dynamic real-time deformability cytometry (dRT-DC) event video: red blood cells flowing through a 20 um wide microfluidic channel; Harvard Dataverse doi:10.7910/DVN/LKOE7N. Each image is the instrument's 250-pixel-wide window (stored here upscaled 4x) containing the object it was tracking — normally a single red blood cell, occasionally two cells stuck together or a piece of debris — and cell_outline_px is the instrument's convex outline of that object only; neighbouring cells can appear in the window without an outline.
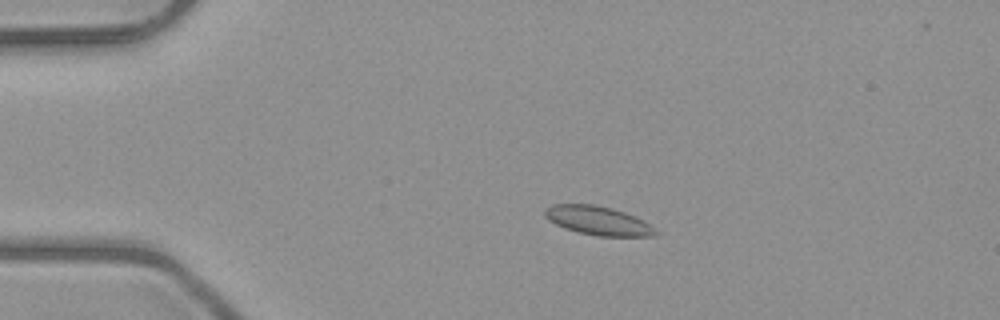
{"species": "common noctule bat (a hibernating species)", "species_latin": "Nyctalus noctula", "temperature_condition": "room temperature", "stored_images_in_passage": 52, "camera_frame_rate_fps": 3000, "um_per_image_px": 0.085, "animal": {"sex": "male", "body_mass_g": 23.1, "forearm_length_mm": 52.7}, "frame": {"image": 1, "passage_image": 11, "time_ms": 3.333, "image_size_px": [1000, 320], "cell_outline_px": [[660, 232], [656, 236], [596, 236], [564, 228], [548, 220], [544, 216], [544, 208], [552, 204], [596, 204], [612, 208], [624, 212], [644, 220]], "centroid_in_image_um": [50.84, 18.75], "position_along_channel_um": 34.2, "area_um2": 18.79}}
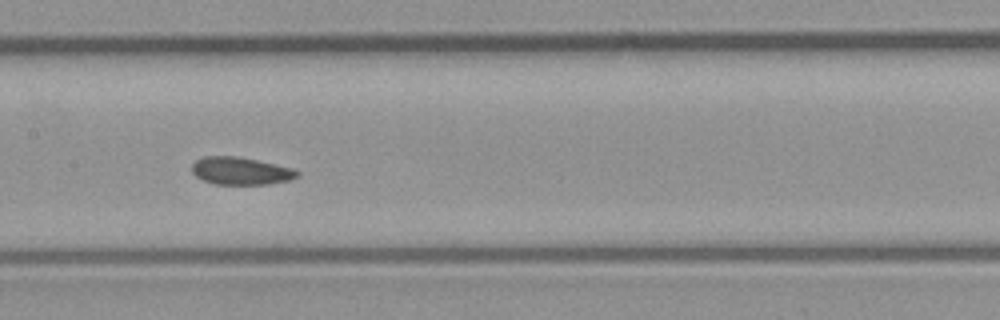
{"frame": {"image": 2, "passage_image": 26, "time_ms": 8.333, "image_size_px": [1000, 320], "cell_outline_px": [[300, 176], [292, 180], [268, 184], [216, 184], [204, 180], [196, 176], [192, 172], [192, 164], [196, 160], [204, 156], [236, 156], [256, 160], [292, 168], [300, 172]], "centroid_in_image_um": [20.48, 14.53], "position_along_channel_um": 186.9, "area_um2": 16.88}}
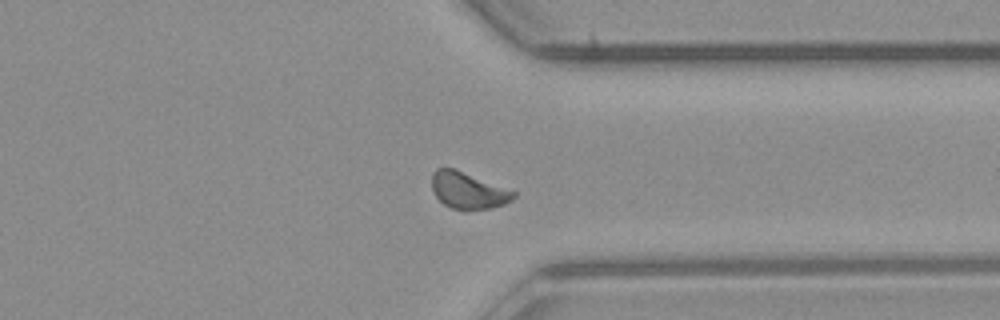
{"frame": {"image": 3, "passage_image": 40, "time_ms": 13.0, "image_size_px": [1000, 320], "cell_outline_px": [[516, 196], [512, 200], [504, 204], [492, 208], [464, 212], [452, 208], [444, 204], [432, 192], [432, 172], [436, 168], [452, 168], [516, 192]], "centroid_in_image_um": [39.77, 16.23], "position_along_channel_um": 371.6, "area_um2": 17.46}}